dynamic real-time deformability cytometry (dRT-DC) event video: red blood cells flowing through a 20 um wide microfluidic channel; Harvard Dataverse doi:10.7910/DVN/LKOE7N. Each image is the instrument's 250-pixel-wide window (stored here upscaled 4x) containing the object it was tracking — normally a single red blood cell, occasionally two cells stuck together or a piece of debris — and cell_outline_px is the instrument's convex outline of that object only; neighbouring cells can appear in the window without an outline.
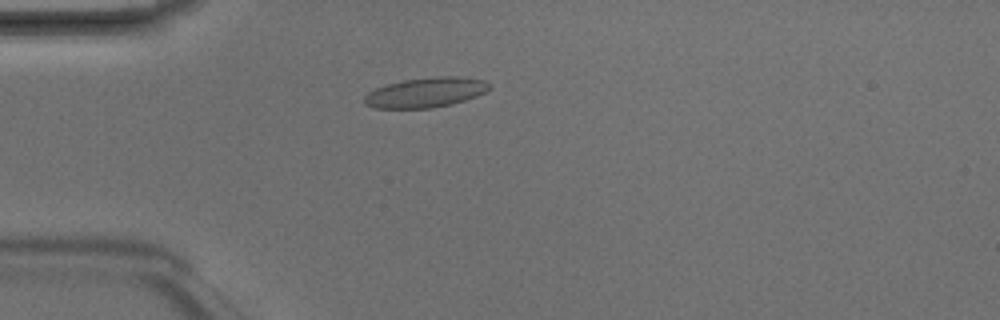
{"species": "Egyptian fruit bat (a non-hibernating species)", "species_latin": "Rousettus aegyptiacus", "temperature_condition": "room temperature", "stored_images_in_passage": 3, "camera_frame_rate_fps": 3000, "um_per_image_px": 0.085, "animal": {"sex": "male"}, "frame": {"image": 1, "passage_image": 3, "time_ms": 0.667, "image_size_px": [1000, 320], "cell_outline_px": [[492, 88], [476, 96], [452, 104], [432, 108], [376, 108], [364, 104], [364, 96], [368, 92], [376, 88], [388, 84], [404, 80], [436, 76], [460, 76], [484, 80], [492, 84]], "centroid_in_image_um": [36.21, 7.85], "position_along_channel_um": 48.8, "area_um2": 21.85}}